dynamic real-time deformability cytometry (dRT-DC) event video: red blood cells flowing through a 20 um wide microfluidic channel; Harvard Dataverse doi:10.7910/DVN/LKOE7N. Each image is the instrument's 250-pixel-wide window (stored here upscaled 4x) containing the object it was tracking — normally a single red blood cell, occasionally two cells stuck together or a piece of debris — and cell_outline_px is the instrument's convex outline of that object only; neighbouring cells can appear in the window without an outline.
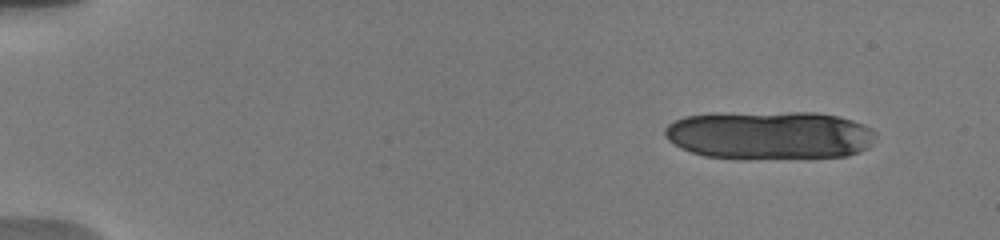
{"species": "human", "species_latin": "Homo sapiens", "temperature_condition": "warm", "stored_images_in_passage": 41, "camera_frame_rate_fps": 3000, "um_per_image_px": 0.085, "donor": {"sex": "male"}, "frame": {"image": 1, "passage_image": 2, "time_ms": 0.667, "image_size_px": [1000, 240], "cell_outline_px": [[876, 136], [872, 144], [868, 148], [848, 156], [748, 160], [740, 160], [704, 156], [680, 148], [668, 140], [664, 136], [664, 128], [668, 124], [684, 116], [712, 112], [816, 112], [840, 116], [864, 124], [872, 128], [876, 132]], "centroid_in_image_um": [65.39, 11.49], "position_along_channel_um": 19.6, "area_um2": 61.21}}
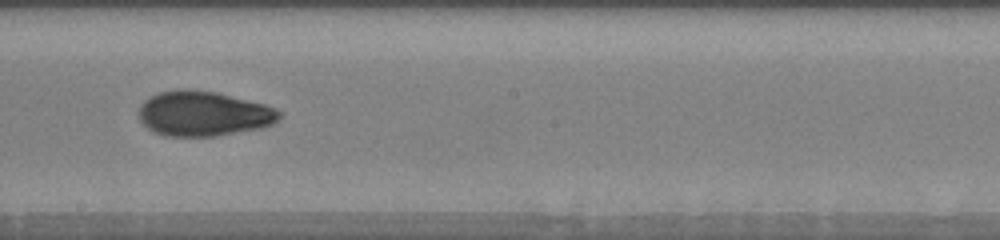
{"frame": {"image": 2, "passage_image": 24, "time_ms": 10.0, "image_size_px": [1000, 240], "cell_outline_px": [[280, 116], [272, 124], [260, 128], [212, 136], [164, 136], [152, 132], [140, 120], [140, 104], [144, 100], [160, 92], [176, 88], [192, 88], [216, 92], [264, 104], [276, 108], [280, 112]], "centroid_in_image_um": [17.26, 9.64], "position_along_channel_um": 230.9, "area_um2": 36.76}}
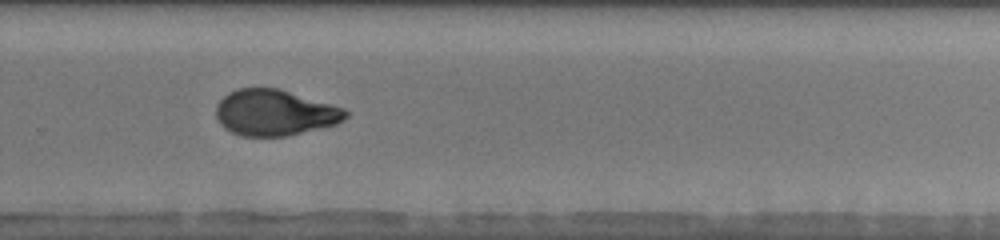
{"frame": {"image": 3, "passage_image": 28, "time_ms": 12.0, "image_size_px": [1000, 240], "cell_outline_px": [[348, 116], [344, 120], [336, 124], [288, 136], [240, 136], [224, 128], [220, 124], [216, 116], [216, 104], [228, 92], [236, 88], [280, 88], [344, 108], [348, 112]], "centroid_in_image_um": [23.34, 9.57], "position_along_channel_um": 306.5, "area_um2": 34.91}, "authors_computed_cell_mechanics": {"area_um2": 36.8186, "velocity_mm_per_s": 3.8023, "shape_relaxation_time_tau1_ms": 8.9878, "shape_relaxation_time_tau2_ms": 2.2412, "deformation_change_tau1": 0.2404, "deformation_change_tau2": 0.0744}}